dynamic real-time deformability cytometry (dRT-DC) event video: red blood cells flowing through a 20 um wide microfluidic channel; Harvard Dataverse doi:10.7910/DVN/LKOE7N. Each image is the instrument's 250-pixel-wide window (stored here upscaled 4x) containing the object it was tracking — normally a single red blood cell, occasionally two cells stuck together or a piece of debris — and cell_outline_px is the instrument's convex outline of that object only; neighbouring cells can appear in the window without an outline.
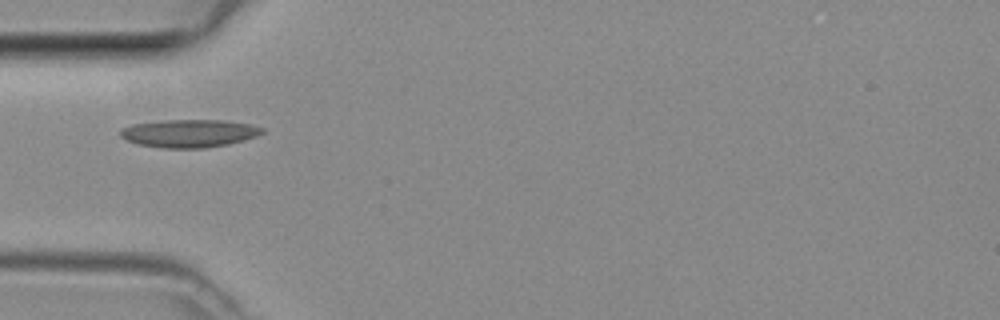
{"species": "common noctule bat (a hibernating species)", "species_latin": "Nyctalus noctula", "temperature_condition": "room temperature", "stored_images_in_passage": 1, "camera_frame_rate_fps": 3000, "um_per_image_px": 0.085, "animal": {"sex": "female", "body_mass_g": 29.2, "forearm_length_mm": 56.3}, "frame": {"image": 1, "passage_image": 1, "time_ms": 0.0, "image_size_px": [1000, 320], "cell_outline_px": [[264, 132], [256, 136], [244, 140], [228, 144], [204, 148], [164, 148], [140, 144], [128, 140], [120, 136], [120, 128], [132, 124], [164, 120], [224, 120], [252, 124], [264, 128]], "centroid_in_image_um": [16.1, 11.32], "position_along_channel_um": 68.9, "area_um2": 23.06}}